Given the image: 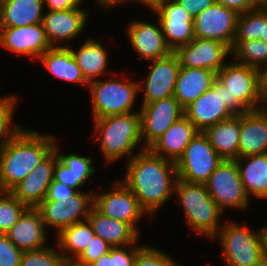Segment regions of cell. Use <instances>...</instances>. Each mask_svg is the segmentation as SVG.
I'll list each match as a JSON object with an SVG mask.
<instances>
[{
    "mask_svg": "<svg viewBox=\"0 0 267 266\" xmlns=\"http://www.w3.org/2000/svg\"><path fill=\"white\" fill-rule=\"evenodd\" d=\"M174 53L181 67L204 68L215 72L226 64L225 57L232 54L229 46L203 38H194L190 43L178 47Z\"/></svg>",
    "mask_w": 267,
    "mask_h": 266,
    "instance_id": "obj_17",
    "label": "cell"
},
{
    "mask_svg": "<svg viewBox=\"0 0 267 266\" xmlns=\"http://www.w3.org/2000/svg\"><path fill=\"white\" fill-rule=\"evenodd\" d=\"M93 207L94 192L91 194L78 191L71 198L42 201L36 208L41 213L44 226L57 228L58 234L62 229L83 221L82 218L87 220Z\"/></svg>",
    "mask_w": 267,
    "mask_h": 266,
    "instance_id": "obj_10",
    "label": "cell"
},
{
    "mask_svg": "<svg viewBox=\"0 0 267 266\" xmlns=\"http://www.w3.org/2000/svg\"><path fill=\"white\" fill-rule=\"evenodd\" d=\"M144 82V87L139 83V89L144 88L143 104L152 103L161 99L174 96L177 76L181 68L177 55H170L155 59Z\"/></svg>",
    "mask_w": 267,
    "mask_h": 266,
    "instance_id": "obj_18",
    "label": "cell"
},
{
    "mask_svg": "<svg viewBox=\"0 0 267 266\" xmlns=\"http://www.w3.org/2000/svg\"><path fill=\"white\" fill-rule=\"evenodd\" d=\"M239 13L215 2L194 18L195 38L219 41L232 49Z\"/></svg>",
    "mask_w": 267,
    "mask_h": 266,
    "instance_id": "obj_12",
    "label": "cell"
},
{
    "mask_svg": "<svg viewBox=\"0 0 267 266\" xmlns=\"http://www.w3.org/2000/svg\"><path fill=\"white\" fill-rule=\"evenodd\" d=\"M16 102L17 99L14 95L0 98V148L22 129L18 125L10 128Z\"/></svg>",
    "mask_w": 267,
    "mask_h": 266,
    "instance_id": "obj_37",
    "label": "cell"
},
{
    "mask_svg": "<svg viewBox=\"0 0 267 266\" xmlns=\"http://www.w3.org/2000/svg\"><path fill=\"white\" fill-rule=\"evenodd\" d=\"M260 39L267 44V6H263V30Z\"/></svg>",
    "mask_w": 267,
    "mask_h": 266,
    "instance_id": "obj_49",
    "label": "cell"
},
{
    "mask_svg": "<svg viewBox=\"0 0 267 266\" xmlns=\"http://www.w3.org/2000/svg\"><path fill=\"white\" fill-rule=\"evenodd\" d=\"M53 180L65 184L70 188L75 189L77 192V189L82 186L78 182V179H75V175L72 170H70L69 167L66 166L59 158L54 167Z\"/></svg>",
    "mask_w": 267,
    "mask_h": 266,
    "instance_id": "obj_43",
    "label": "cell"
},
{
    "mask_svg": "<svg viewBox=\"0 0 267 266\" xmlns=\"http://www.w3.org/2000/svg\"><path fill=\"white\" fill-rule=\"evenodd\" d=\"M55 138L21 129L0 148V191H10L53 149Z\"/></svg>",
    "mask_w": 267,
    "mask_h": 266,
    "instance_id": "obj_2",
    "label": "cell"
},
{
    "mask_svg": "<svg viewBox=\"0 0 267 266\" xmlns=\"http://www.w3.org/2000/svg\"><path fill=\"white\" fill-rule=\"evenodd\" d=\"M204 133L223 160L239 158L240 115L208 127Z\"/></svg>",
    "mask_w": 267,
    "mask_h": 266,
    "instance_id": "obj_27",
    "label": "cell"
},
{
    "mask_svg": "<svg viewBox=\"0 0 267 266\" xmlns=\"http://www.w3.org/2000/svg\"><path fill=\"white\" fill-rule=\"evenodd\" d=\"M174 192L179 196L178 204H182L186 223L196 232L214 239L219 232V219L223 212L211 198L206 184L188 182L177 178Z\"/></svg>",
    "mask_w": 267,
    "mask_h": 266,
    "instance_id": "obj_4",
    "label": "cell"
},
{
    "mask_svg": "<svg viewBox=\"0 0 267 266\" xmlns=\"http://www.w3.org/2000/svg\"><path fill=\"white\" fill-rule=\"evenodd\" d=\"M94 119L131 113L139 82L128 80H95L88 84Z\"/></svg>",
    "mask_w": 267,
    "mask_h": 266,
    "instance_id": "obj_7",
    "label": "cell"
},
{
    "mask_svg": "<svg viewBox=\"0 0 267 266\" xmlns=\"http://www.w3.org/2000/svg\"><path fill=\"white\" fill-rule=\"evenodd\" d=\"M83 0H43L49 11L69 10L79 8Z\"/></svg>",
    "mask_w": 267,
    "mask_h": 266,
    "instance_id": "obj_47",
    "label": "cell"
},
{
    "mask_svg": "<svg viewBox=\"0 0 267 266\" xmlns=\"http://www.w3.org/2000/svg\"><path fill=\"white\" fill-rule=\"evenodd\" d=\"M43 0H3L2 27H22L43 21Z\"/></svg>",
    "mask_w": 267,
    "mask_h": 266,
    "instance_id": "obj_30",
    "label": "cell"
},
{
    "mask_svg": "<svg viewBox=\"0 0 267 266\" xmlns=\"http://www.w3.org/2000/svg\"><path fill=\"white\" fill-rule=\"evenodd\" d=\"M206 186L222 212L226 207L244 209L249 204L235 160H223L210 175Z\"/></svg>",
    "mask_w": 267,
    "mask_h": 266,
    "instance_id": "obj_9",
    "label": "cell"
},
{
    "mask_svg": "<svg viewBox=\"0 0 267 266\" xmlns=\"http://www.w3.org/2000/svg\"><path fill=\"white\" fill-rule=\"evenodd\" d=\"M263 30V6L240 13L234 40H259Z\"/></svg>",
    "mask_w": 267,
    "mask_h": 266,
    "instance_id": "obj_34",
    "label": "cell"
},
{
    "mask_svg": "<svg viewBox=\"0 0 267 266\" xmlns=\"http://www.w3.org/2000/svg\"><path fill=\"white\" fill-rule=\"evenodd\" d=\"M125 1L129 2L130 0H98L97 2L103 5V7L109 9L111 7H114L117 4L124 3Z\"/></svg>",
    "mask_w": 267,
    "mask_h": 266,
    "instance_id": "obj_50",
    "label": "cell"
},
{
    "mask_svg": "<svg viewBox=\"0 0 267 266\" xmlns=\"http://www.w3.org/2000/svg\"><path fill=\"white\" fill-rule=\"evenodd\" d=\"M217 80L224 86L227 107L235 115L264 107L257 68L237 62L226 63L217 72Z\"/></svg>",
    "mask_w": 267,
    "mask_h": 266,
    "instance_id": "obj_5",
    "label": "cell"
},
{
    "mask_svg": "<svg viewBox=\"0 0 267 266\" xmlns=\"http://www.w3.org/2000/svg\"><path fill=\"white\" fill-rule=\"evenodd\" d=\"M235 161L248 197L252 194L259 199L267 198V153L239 157ZM241 161H246V165Z\"/></svg>",
    "mask_w": 267,
    "mask_h": 266,
    "instance_id": "obj_29",
    "label": "cell"
},
{
    "mask_svg": "<svg viewBox=\"0 0 267 266\" xmlns=\"http://www.w3.org/2000/svg\"><path fill=\"white\" fill-rule=\"evenodd\" d=\"M77 191L57 181H52L48 187L46 197L43 201H59L64 198H71Z\"/></svg>",
    "mask_w": 267,
    "mask_h": 266,
    "instance_id": "obj_44",
    "label": "cell"
},
{
    "mask_svg": "<svg viewBox=\"0 0 267 266\" xmlns=\"http://www.w3.org/2000/svg\"><path fill=\"white\" fill-rule=\"evenodd\" d=\"M181 7L195 18L204 9L212 6L216 0H176Z\"/></svg>",
    "mask_w": 267,
    "mask_h": 266,
    "instance_id": "obj_45",
    "label": "cell"
},
{
    "mask_svg": "<svg viewBox=\"0 0 267 266\" xmlns=\"http://www.w3.org/2000/svg\"><path fill=\"white\" fill-rule=\"evenodd\" d=\"M93 122L96 129L94 136L97 133L107 164L123 155L129 154L130 159L135 155L133 150L142 141L138 111L94 119Z\"/></svg>",
    "mask_w": 267,
    "mask_h": 266,
    "instance_id": "obj_3",
    "label": "cell"
},
{
    "mask_svg": "<svg viewBox=\"0 0 267 266\" xmlns=\"http://www.w3.org/2000/svg\"><path fill=\"white\" fill-rule=\"evenodd\" d=\"M38 59L58 79L83 85L87 84L88 86L89 83L83 77L81 69L73 57L70 46L57 45L56 47H51Z\"/></svg>",
    "mask_w": 267,
    "mask_h": 266,
    "instance_id": "obj_28",
    "label": "cell"
},
{
    "mask_svg": "<svg viewBox=\"0 0 267 266\" xmlns=\"http://www.w3.org/2000/svg\"><path fill=\"white\" fill-rule=\"evenodd\" d=\"M22 253L5 234H0V266H20Z\"/></svg>",
    "mask_w": 267,
    "mask_h": 266,
    "instance_id": "obj_42",
    "label": "cell"
},
{
    "mask_svg": "<svg viewBox=\"0 0 267 266\" xmlns=\"http://www.w3.org/2000/svg\"><path fill=\"white\" fill-rule=\"evenodd\" d=\"M59 159L72 170L75 179L83 186L87 179L92 176L95 169L92 165V158L83 157L77 154H58Z\"/></svg>",
    "mask_w": 267,
    "mask_h": 266,
    "instance_id": "obj_39",
    "label": "cell"
},
{
    "mask_svg": "<svg viewBox=\"0 0 267 266\" xmlns=\"http://www.w3.org/2000/svg\"><path fill=\"white\" fill-rule=\"evenodd\" d=\"M137 243L130 245L126 250L123 247H112L110 251L94 261L89 266H133L137 253L144 246H136ZM135 245V246H134Z\"/></svg>",
    "mask_w": 267,
    "mask_h": 266,
    "instance_id": "obj_36",
    "label": "cell"
},
{
    "mask_svg": "<svg viewBox=\"0 0 267 266\" xmlns=\"http://www.w3.org/2000/svg\"><path fill=\"white\" fill-rule=\"evenodd\" d=\"M65 257L50 247L23 251L20 266H60Z\"/></svg>",
    "mask_w": 267,
    "mask_h": 266,
    "instance_id": "obj_38",
    "label": "cell"
},
{
    "mask_svg": "<svg viewBox=\"0 0 267 266\" xmlns=\"http://www.w3.org/2000/svg\"><path fill=\"white\" fill-rule=\"evenodd\" d=\"M94 231L89 220L74 223L62 229L57 234L58 247L66 259H77L87 247L94 236ZM71 252L69 256L65 252ZM73 256V257H72Z\"/></svg>",
    "mask_w": 267,
    "mask_h": 266,
    "instance_id": "obj_32",
    "label": "cell"
},
{
    "mask_svg": "<svg viewBox=\"0 0 267 266\" xmlns=\"http://www.w3.org/2000/svg\"><path fill=\"white\" fill-rule=\"evenodd\" d=\"M70 49L88 83L95 81L96 77L106 70L108 57L101 43L94 41L92 38H87L77 52L72 48Z\"/></svg>",
    "mask_w": 267,
    "mask_h": 266,
    "instance_id": "obj_31",
    "label": "cell"
},
{
    "mask_svg": "<svg viewBox=\"0 0 267 266\" xmlns=\"http://www.w3.org/2000/svg\"><path fill=\"white\" fill-rule=\"evenodd\" d=\"M256 266H267V257L264 258L261 262H259Z\"/></svg>",
    "mask_w": 267,
    "mask_h": 266,
    "instance_id": "obj_56",
    "label": "cell"
},
{
    "mask_svg": "<svg viewBox=\"0 0 267 266\" xmlns=\"http://www.w3.org/2000/svg\"><path fill=\"white\" fill-rule=\"evenodd\" d=\"M58 146L54 149L10 192L24 205L36 208L46 197L53 181L54 167L58 160Z\"/></svg>",
    "mask_w": 267,
    "mask_h": 266,
    "instance_id": "obj_16",
    "label": "cell"
},
{
    "mask_svg": "<svg viewBox=\"0 0 267 266\" xmlns=\"http://www.w3.org/2000/svg\"><path fill=\"white\" fill-rule=\"evenodd\" d=\"M123 183L134 193L142 209L154 215L174 193L176 163L142 148L127 163ZM173 177V179H171Z\"/></svg>",
    "mask_w": 267,
    "mask_h": 266,
    "instance_id": "obj_1",
    "label": "cell"
},
{
    "mask_svg": "<svg viewBox=\"0 0 267 266\" xmlns=\"http://www.w3.org/2000/svg\"><path fill=\"white\" fill-rule=\"evenodd\" d=\"M114 190L94 194V207L106 217L130 224L136 231V223L147 214L134 193L122 182L114 181Z\"/></svg>",
    "mask_w": 267,
    "mask_h": 266,
    "instance_id": "obj_15",
    "label": "cell"
},
{
    "mask_svg": "<svg viewBox=\"0 0 267 266\" xmlns=\"http://www.w3.org/2000/svg\"><path fill=\"white\" fill-rule=\"evenodd\" d=\"M264 236H265V245H266V253H267V226L263 227Z\"/></svg>",
    "mask_w": 267,
    "mask_h": 266,
    "instance_id": "obj_55",
    "label": "cell"
},
{
    "mask_svg": "<svg viewBox=\"0 0 267 266\" xmlns=\"http://www.w3.org/2000/svg\"><path fill=\"white\" fill-rule=\"evenodd\" d=\"M184 115L201 132L235 114L227 107L224 86L216 80L212 88L184 108Z\"/></svg>",
    "mask_w": 267,
    "mask_h": 266,
    "instance_id": "obj_13",
    "label": "cell"
},
{
    "mask_svg": "<svg viewBox=\"0 0 267 266\" xmlns=\"http://www.w3.org/2000/svg\"><path fill=\"white\" fill-rule=\"evenodd\" d=\"M216 2L237 11L239 14L255 10L259 7L255 0H216Z\"/></svg>",
    "mask_w": 267,
    "mask_h": 266,
    "instance_id": "obj_46",
    "label": "cell"
},
{
    "mask_svg": "<svg viewBox=\"0 0 267 266\" xmlns=\"http://www.w3.org/2000/svg\"><path fill=\"white\" fill-rule=\"evenodd\" d=\"M60 266H86L83 263L78 262L76 259L64 258Z\"/></svg>",
    "mask_w": 267,
    "mask_h": 266,
    "instance_id": "obj_51",
    "label": "cell"
},
{
    "mask_svg": "<svg viewBox=\"0 0 267 266\" xmlns=\"http://www.w3.org/2000/svg\"><path fill=\"white\" fill-rule=\"evenodd\" d=\"M267 153V106L240 115L239 157Z\"/></svg>",
    "mask_w": 267,
    "mask_h": 266,
    "instance_id": "obj_20",
    "label": "cell"
},
{
    "mask_svg": "<svg viewBox=\"0 0 267 266\" xmlns=\"http://www.w3.org/2000/svg\"><path fill=\"white\" fill-rule=\"evenodd\" d=\"M199 130L183 115L148 149L155 155L177 162Z\"/></svg>",
    "mask_w": 267,
    "mask_h": 266,
    "instance_id": "obj_23",
    "label": "cell"
},
{
    "mask_svg": "<svg viewBox=\"0 0 267 266\" xmlns=\"http://www.w3.org/2000/svg\"><path fill=\"white\" fill-rule=\"evenodd\" d=\"M222 161L206 134L199 131L176 162L177 176L188 182L206 184Z\"/></svg>",
    "mask_w": 267,
    "mask_h": 266,
    "instance_id": "obj_8",
    "label": "cell"
},
{
    "mask_svg": "<svg viewBox=\"0 0 267 266\" xmlns=\"http://www.w3.org/2000/svg\"><path fill=\"white\" fill-rule=\"evenodd\" d=\"M3 0H0V31L2 29Z\"/></svg>",
    "mask_w": 267,
    "mask_h": 266,
    "instance_id": "obj_53",
    "label": "cell"
},
{
    "mask_svg": "<svg viewBox=\"0 0 267 266\" xmlns=\"http://www.w3.org/2000/svg\"><path fill=\"white\" fill-rule=\"evenodd\" d=\"M0 194V234H6L28 207L10 191H0Z\"/></svg>",
    "mask_w": 267,
    "mask_h": 266,
    "instance_id": "obj_35",
    "label": "cell"
},
{
    "mask_svg": "<svg viewBox=\"0 0 267 266\" xmlns=\"http://www.w3.org/2000/svg\"><path fill=\"white\" fill-rule=\"evenodd\" d=\"M217 80V72L204 68L181 67L177 76L174 97L185 108Z\"/></svg>",
    "mask_w": 267,
    "mask_h": 266,
    "instance_id": "obj_25",
    "label": "cell"
},
{
    "mask_svg": "<svg viewBox=\"0 0 267 266\" xmlns=\"http://www.w3.org/2000/svg\"><path fill=\"white\" fill-rule=\"evenodd\" d=\"M88 11L74 8L69 10L49 11L43 16V27L51 47H56L59 40H71L80 35L86 25Z\"/></svg>",
    "mask_w": 267,
    "mask_h": 266,
    "instance_id": "obj_21",
    "label": "cell"
},
{
    "mask_svg": "<svg viewBox=\"0 0 267 266\" xmlns=\"http://www.w3.org/2000/svg\"><path fill=\"white\" fill-rule=\"evenodd\" d=\"M0 44L18 55L39 58L51 48L42 23L22 27H2Z\"/></svg>",
    "mask_w": 267,
    "mask_h": 266,
    "instance_id": "obj_19",
    "label": "cell"
},
{
    "mask_svg": "<svg viewBox=\"0 0 267 266\" xmlns=\"http://www.w3.org/2000/svg\"><path fill=\"white\" fill-rule=\"evenodd\" d=\"M94 234L112 247H129L135 244L140 233L130 224L106 217L93 207L88 215Z\"/></svg>",
    "mask_w": 267,
    "mask_h": 266,
    "instance_id": "obj_26",
    "label": "cell"
},
{
    "mask_svg": "<svg viewBox=\"0 0 267 266\" xmlns=\"http://www.w3.org/2000/svg\"><path fill=\"white\" fill-rule=\"evenodd\" d=\"M150 8L157 13L161 31L173 52L195 38L194 18L176 0H159Z\"/></svg>",
    "mask_w": 267,
    "mask_h": 266,
    "instance_id": "obj_11",
    "label": "cell"
},
{
    "mask_svg": "<svg viewBox=\"0 0 267 266\" xmlns=\"http://www.w3.org/2000/svg\"><path fill=\"white\" fill-rule=\"evenodd\" d=\"M127 34L132 47L141 59L153 61L173 52L166 43L160 24L156 26L152 23L136 20L129 24Z\"/></svg>",
    "mask_w": 267,
    "mask_h": 266,
    "instance_id": "obj_22",
    "label": "cell"
},
{
    "mask_svg": "<svg viewBox=\"0 0 267 266\" xmlns=\"http://www.w3.org/2000/svg\"><path fill=\"white\" fill-rule=\"evenodd\" d=\"M111 248L112 246L105 242L102 238L94 235L85 250L76 260L86 266H89L101 256L107 254Z\"/></svg>",
    "mask_w": 267,
    "mask_h": 266,
    "instance_id": "obj_41",
    "label": "cell"
},
{
    "mask_svg": "<svg viewBox=\"0 0 267 266\" xmlns=\"http://www.w3.org/2000/svg\"><path fill=\"white\" fill-rule=\"evenodd\" d=\"M232 55H235L237 63L259 68L267 64V44L259 40H234Z\"/></svg>",
    "mask_w": 267,
    "mask_h": 266,
    "instance_id": "obj_33",
    "label": "cell"
},
{
    "mask_svg": "<svg viewBox=\"0 0 267 266\" xmlns=\"http://www.w3.org/2000/svg\"><path fill=\"white\" fill-rule=\"evenodd\" d=\"M130 1H132V0H130ZM137 1H141V3L147 5L149 8V7L153 6L159 0H137Z\"/></svg>",
    "mask_w": 267,
    "mask_h": 266,
    "instance_id": "obj_52",
    "label": "cell"
},
{
    "mask_svg": "<svg viewBox=\"0 0 267 266\" xmlns=\"http://www.w3.org/2000/svg\"><path fill=\"white\" fill-rule=\"evenodd\" d=\"M141 139H145L148 149L163 133L184 115V108L171 96L152 103L144 104L139 110Z\"/></svg>",
    "mask_w": 267,
    "mask_h": 266,
    "instance_id": "obj_14",
    "label": "cell"
},
{
    "mask_svg": "<svg viewBox=\"0 0 267 266\" xmlns=\"http://www.w3.org/2000/svg\"><path fill=\"white\" fill-rule=\"evenodd\" d=\"M259 6H267V0H255Z\"/></svg>",
    "mask_w": 267,
    "mask_h": 266,
    "instance_id": "obj_54",
    "label": "cell"
},
{
    "mask_svg": "<svg viewBox=\"0 0 267 266\" xmlns=\"http://www.w3.org/2000/svg\"><path fill=\"white\" fill-rule=\"evenodd\" d=\"M133 266H178V264L164 252L148 245L137 253Z\"/></svg>",
    "mask_w": 267,
    "mask_h": 266,
    "instance_id": "obj_40",
    "label": "cell"
},
{
    "mask_svg": "<svg viewBox=\"0 0 267 266\" xmlns=\"http://www.w3.org/2000/svg\"><path fill=\"white\" fill-rule=\"evenodd\" d=\"M45 231L40 211L28 207L5 235L21 251H30L45 247Z\"/></svg>",
    "mask_w": 267,
    "mask_h": 266,
    "instance_id": "obj_24",
    "label": "cell"
},
{
    "mask_svg": "<svg viewBox=\"0 0 267 266\" xmlns=\"http://www.w3.org/2000/svg\"><path fill=\"white\" fill-rule=\"evenodd\" d=\"M252 231L230 221L219 229L215 238L220 239L228 266H256L267 257L263 228Z\"/></svg>",
    "mask_w": 267,
    "mask_h": 266,
    "instance_id": "obj_6",
    "label": "cell"
},
{
    "mask_svg": "<svg viewBox=\"0 0 267 266\" xmlns=\"http://www.w3.org/2000/svg\"><path fill=\"white\" fill-rule=\"evenodd\" d=\"M261 65L258 68V82H259V93L261 95L263 104L267 105V65Z\"/></svg>",
    "mask_w": 267,
    "mask_h": 266,
    "instance_id": "obj_48",
    "label": "cell"
}]
</instances>
